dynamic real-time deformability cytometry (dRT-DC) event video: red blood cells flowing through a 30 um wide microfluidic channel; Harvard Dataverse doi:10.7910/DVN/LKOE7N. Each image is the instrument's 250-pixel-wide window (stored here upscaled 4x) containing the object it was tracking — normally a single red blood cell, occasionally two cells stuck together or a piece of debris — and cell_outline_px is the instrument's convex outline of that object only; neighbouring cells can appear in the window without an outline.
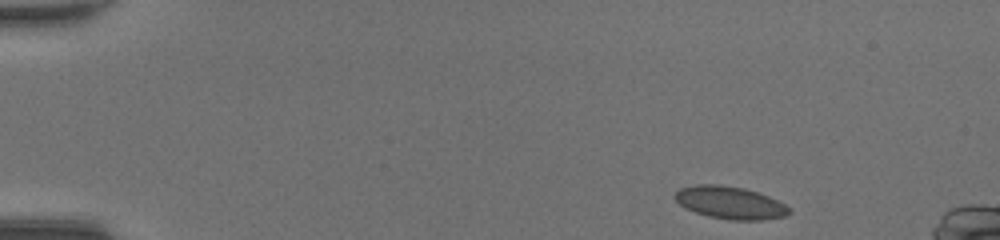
{"species": "common noctule bat (a hibernating species)", "species_latin": "Nyctalus noctula", "temperature_condition": "room temperature", "stored_images_in_passage": 43, "camera_frame_rate_fps": 3000, "um_per_image_px": 0.085, "animal": {"sex": "female", "body_mass_g": 20.0, "forearm_length_mm": 54.0}, "frame": {"image": 1, "passage_image": 1, "time_ms": 0.0, "image_size_px": [1000, 240], "cell_outline_px": [[792, 212], [788, 216], [764, 220], [732, 220], [708, 216], [684, 208], [672, 196], [680, 188], [696, 184], [720, 184], [744, 188], [768, 196], [784, 204]], "centroid_in_image_um": [62.05, 17.23], "position_along_channel_um": 23.0, "area_um2": 21.73}}
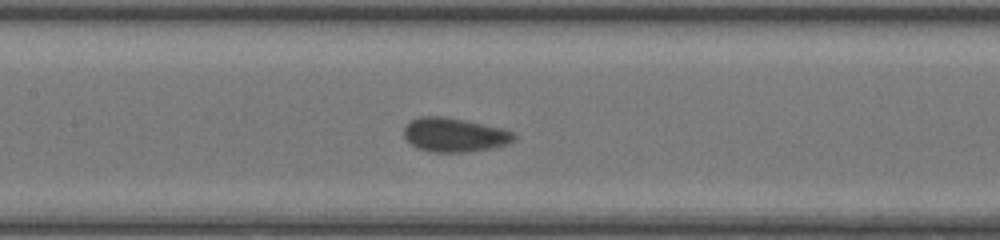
{"frame": {"image": 2, "passage_image": 19, "time_ms": 6.0, "image_size_px": [1000, 240], "cell_outline_px": [[516, 140], [508, 144], [492, 148], [468, 152], [428, 152], [416, 148], [404, 136], [404, 128], [412, 120], [420, 116], [444, 116], [504, 128], [516, 132]], "centroid_in_image_um": [38.68, 11.47], "position_along_channel_um": 168.7, "area_um2": 22.08}}
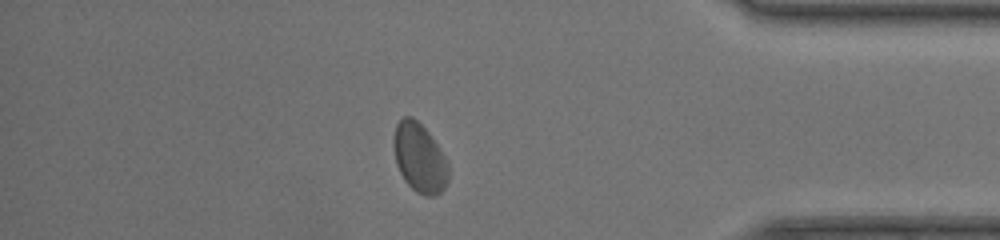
{"frame": {"image": 3, "passage_image": 37, "time_ms": 12.0, "image_size_px": [1000, 240], "cell_outline_px": [[448, 180], [444, 188], [436, 196], [424, 196], [416, 192], [404, 180], [396, 164], [392, 144], [392, 140], [396, 124], [404, 116], [412, 116], [428, 132], [444, 156], [448, 164]], "centroid_in_image_um": [35.63, 13.43], "position_along_channel_um": 399.6, "area_um2": 22.08}, "authors_computed_cell_mechanics": {"area_um2": 21.675, "velocity_mm_per_s": 4.2874, "shape_relaxation_time_tau1_ms": 2.1268, "shape_relaxation_time_tau2_ms": 1.0188, "deformation_change_tau1": 0.0484, "deformation_change_tau2": 0.0579}}